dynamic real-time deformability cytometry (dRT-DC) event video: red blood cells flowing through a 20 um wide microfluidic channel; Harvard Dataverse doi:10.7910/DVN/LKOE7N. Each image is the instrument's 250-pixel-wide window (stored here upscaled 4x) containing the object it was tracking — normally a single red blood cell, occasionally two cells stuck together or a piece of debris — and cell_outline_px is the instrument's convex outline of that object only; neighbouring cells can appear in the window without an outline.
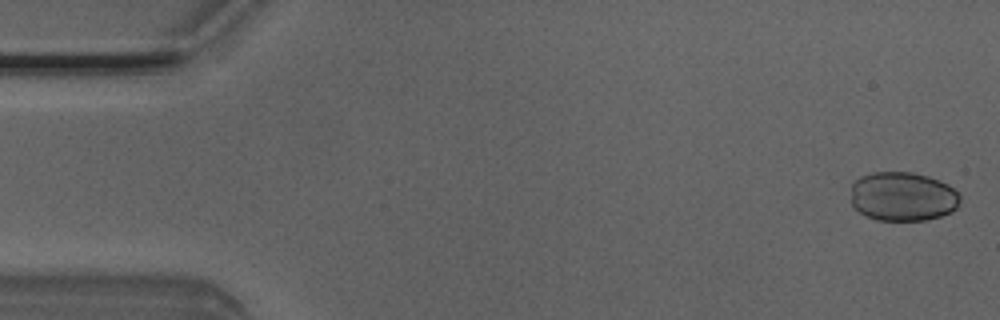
{"species": "Egyptian fruit bat (a non-hibernating species)", "species_latin": "Rousettus aegyptiacus", "temperature_condition": "room temperature", "stored_images_in_passage": 4, "camera_frame_rate_fps": 3000, "um_per_image_px": 0.085, "animal": {"sex": "male"}, "frame": {"image": 1, "passage_image": 1, "time_ms": 0.0, "image_size_px": [1000, 320], "cell_outline_px": [[960, 200], [956, 208], [952, 212], [940, 216], [924, 220], [876, 220], [864, 216], [852, 204], [852, 184], [860, 176], [872, 172], [912, 172], [928, 176], [940, 180], [948, 184], [960, 196]], "centroid_in_image_um": [76.73, 16.7], "position_along_channel_um": 8.3, "area_um2": 31.39}}